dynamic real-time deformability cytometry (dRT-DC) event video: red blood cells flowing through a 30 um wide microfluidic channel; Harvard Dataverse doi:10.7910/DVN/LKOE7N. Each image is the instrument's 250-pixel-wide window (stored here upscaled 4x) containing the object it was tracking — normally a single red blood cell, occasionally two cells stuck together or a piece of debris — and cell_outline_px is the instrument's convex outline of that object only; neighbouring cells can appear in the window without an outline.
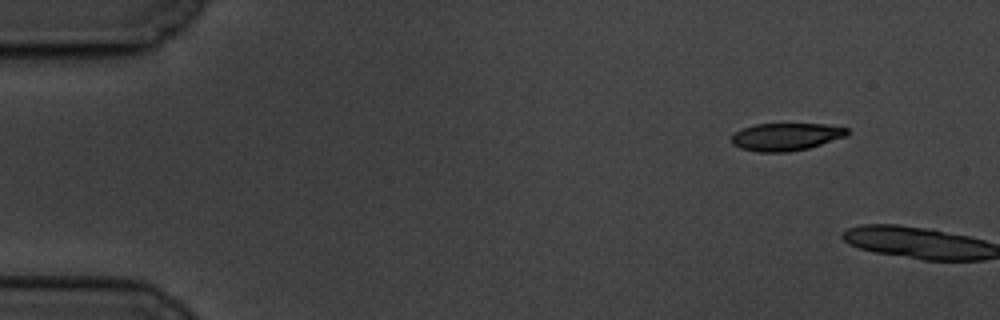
{"species": "common noctule bat (a hibernating species)", "species_latin": "Nyctalus noctula", "temperature_condition": "cold", "stored_images_in_passage": 2, "camera_frame_rate_fps": 3000, "um_per_image_px": 0.085, "animal": {"sex": "male", "body_mass_g": 19.5, "forearm_length_mm": 54.6}, "frame": {"image": 1, "passage_image": 1, "time_ms": 0.0, "image_size_px": [1000, 320], "cell_outline_px": [[848, 136], [808, 148], [788, 152], [756, 152], [740, 148], [732, 144], [732, 136], [736, 132], [744, 128], [756, 124], [824, 124], [848, 128]], "centroid_in_image_um": [66.82, 11.63], "position_along_channel_um": 18.2, "area_um2": 18.55}}